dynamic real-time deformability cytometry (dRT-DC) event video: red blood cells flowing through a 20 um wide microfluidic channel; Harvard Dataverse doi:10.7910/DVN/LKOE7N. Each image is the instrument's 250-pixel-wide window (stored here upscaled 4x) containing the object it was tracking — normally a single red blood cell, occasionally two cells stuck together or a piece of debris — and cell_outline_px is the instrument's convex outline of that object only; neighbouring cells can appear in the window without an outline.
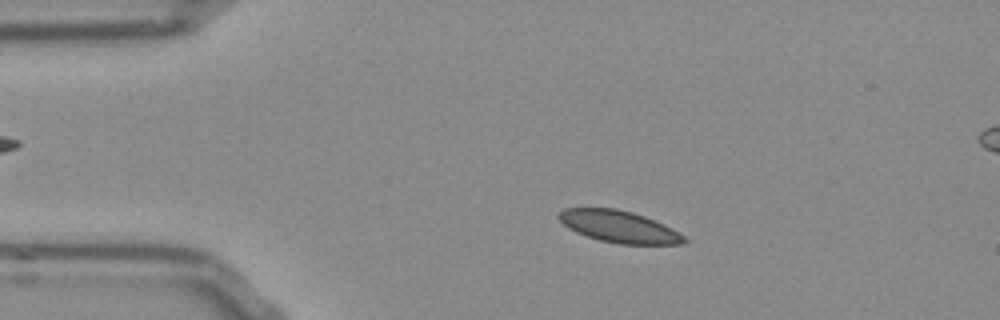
{"species": "Egyptian fruit bat (a non-hibernating species)", "species_latin": "Rousettus aegyptiacus", "temperature_condition": "room temperature", "stored_images_in_passage": 28, "camera_frame_rate_fps": 3000, "um_per_image_px": 0.085, "frame": {"image": 1, "passage_image": 9, "time_ms": 2.667, "image_size_px": [1000, 320], "cell_outline_px": [[688, 240], [684, 244], [620, 244], [600, 240], [576, 232], [568, 228], [556, 216], [564, 208], [616, 208], [632, 212], [656, 220], [672, 228], [684, 236]], "centroid_in_image_um": [52.63, 19.26], "position_along_channel_um": 32.4, "area_um2": 23.24}}
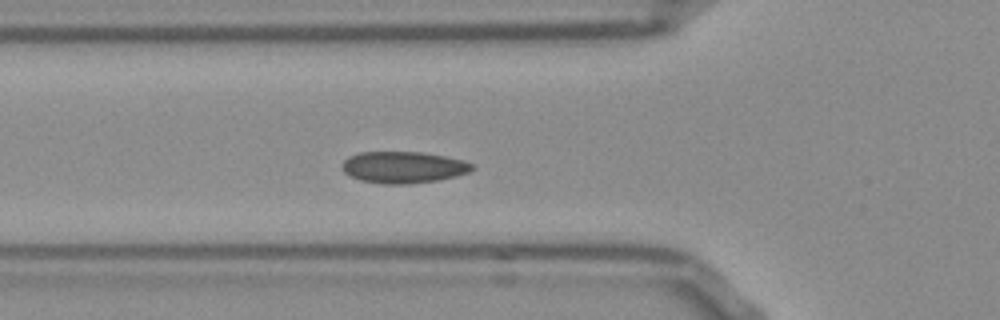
{"frame": {"image": 2, "passage_image": 17, "time_ms": 5.333, "image_size_px": [1000, 320], "cell_outline_px": [[476, 168], [468, 172], [456, 176], [440, 180], [408, 184], [384, 184], [360, 180], [348, 176], [340, 168], [344, 160], [348, 156], [360, 152], [420, 152], [444, 156], [464, 160], [476, 164]], "centroid_in_image_um": [34.29, 14.22], "position_along_channel_um": 91.5, "area_um2": 24.28}}
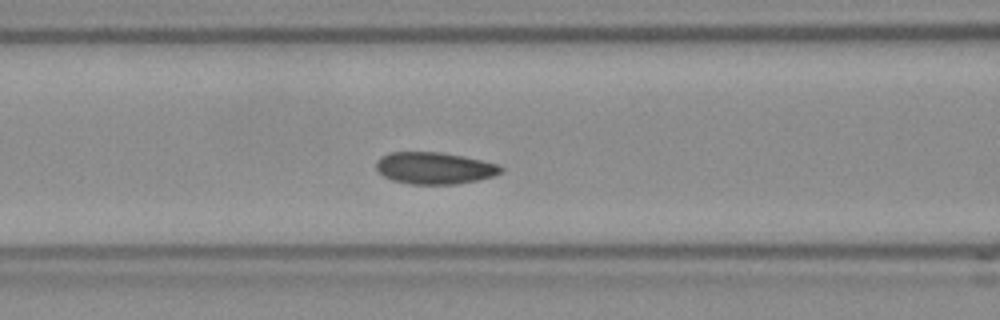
{"frame": {"image": 3, "passage_image": 20, "time_ms": 6.333, "image_size_px": [1000, 320], "cell_outline_px": [[504, 172], [496, 176], [456, 184], [412, 184], [392, 180], [384, 176], [376, 168], [376, 160], [380, 156], [388, 152], [440, 152], [464, 156], [500, 164], [504, 168]], "centroid_in_image_um": [36.97, 14.28], "position_along_channel_um": 129.6, "area_um2": 23.41}}